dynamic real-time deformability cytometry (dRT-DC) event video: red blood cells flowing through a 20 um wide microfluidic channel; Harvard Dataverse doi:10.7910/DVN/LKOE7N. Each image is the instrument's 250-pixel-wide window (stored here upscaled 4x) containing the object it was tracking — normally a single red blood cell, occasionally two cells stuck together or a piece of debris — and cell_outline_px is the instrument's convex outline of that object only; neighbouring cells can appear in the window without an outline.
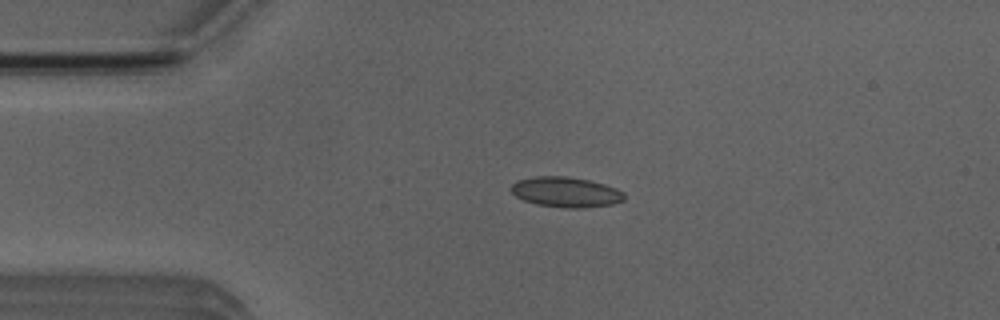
{"species": "Egyptian fruit bat (a non-hibernating species)", "species_latin": "Rousettus aegyptiacus", "temperature_condition": "room temperature", "stored_images_in_passage": 4, "camera_frame_rate_fps": 3000, "um_per_image_px": 0.085, "animal": {"sex": "male"}, "frame": {"image": 1, "passage_image": 3, "time_ms": 2.333, "image_size_px": [1000, 320], "cell_outline_px": [[624, 200], [612, 204], [584, 208], [564, 208], [536, 204], [524, 200], [516, 196], [512, 192], [512, 184], [516, 180], [532, 176], [564, 176], [588, 180], [604, 184], [616, 188], [624, 192]], "centroid_in_image_um": [48.09, 16.32], "position_along_channel_um": 36.9, "area_um2": 19.94}}